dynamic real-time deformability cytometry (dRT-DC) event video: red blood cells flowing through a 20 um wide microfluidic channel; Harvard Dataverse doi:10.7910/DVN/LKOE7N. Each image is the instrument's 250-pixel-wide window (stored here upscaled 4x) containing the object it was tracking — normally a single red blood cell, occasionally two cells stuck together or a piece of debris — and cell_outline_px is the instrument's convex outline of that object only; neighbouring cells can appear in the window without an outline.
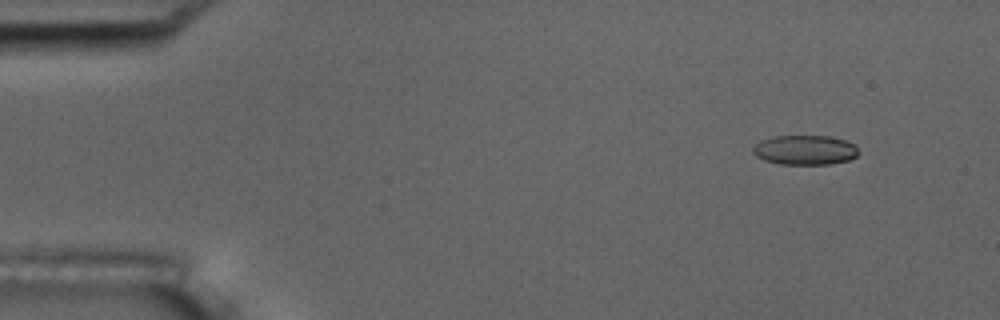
{"species": "common noctule bat (a hibernating species)", "species_latin": "Nyctalus noctula", "temperature_condition": "room temperature", "stored_images_in_passage": 8, "camera_frame_rate_fps": 3000, "um_per_image_px": 0.085, "animal": {"sex": "male", "body_mass_g": 17.5, "forearm_length_mm": 52.3}, "frame": {"image": 1, "passage_image": 2, "time_ms": 0.333, "image_size_px": [1000, 320], "cell_outline_px": [[860, 152], [856, 156], [848, 160], [832, 164], [780, 164], [764, 160], [756, 156], [752, 152], [752, 148], [760, 140], [776, 136], [828, 136], [844, 140], [856, 144]], "centroid_in_image_um": [68.44, 12.75], "position_along_channel_um": 16.6, "area_um2": 18.32}}
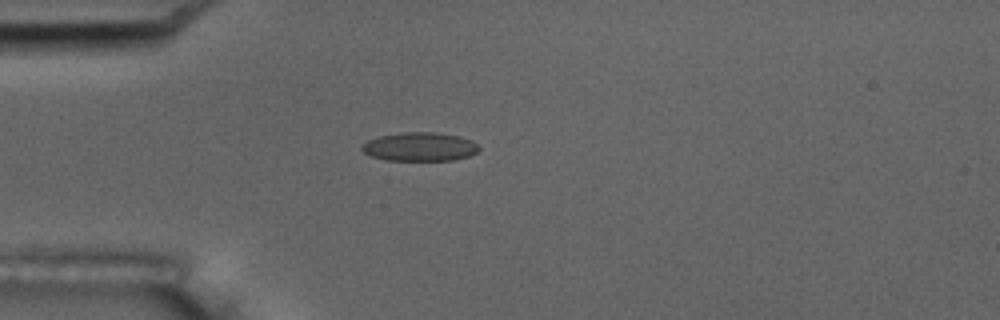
{"frame": {"image": 2, "passage_image": 4, "time_ms": 1.0, "image_size_px": [1000, 320], "cell_outline_px": [[480, 148], [476, 152], [468, 156], [452, 160], [388, 160], [372, 156], [364, 152], [360, 148], [368, 140], [380, 136], [404, 132], [436, 132], [460, 136], [472, 140]], "centroid_in_image_um": [35.7, 12.46], "position_along_channel_um": 49.3, "area_um2": 19.42}}
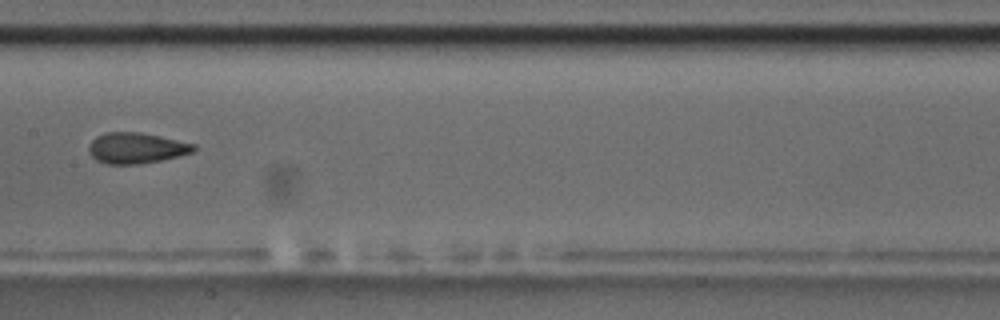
{"frame": {"image": 3, "passage_image": 8, "time_ms": 2.333, "image_size_px": [1000, 320], "cell_outline_px": [[196, 148], [192, 152], [180, 156], [160, 160], [136, 164], [108, 164], [96, 160], [88, 152], [88, 144], [96, 136], [104, 132], [140, 132], [160, 136], [196, 144]], "centroid_in_image_um": [11.56, 12.57], "position_along_channel_um": 195.8, "area_um2": 18.9}}